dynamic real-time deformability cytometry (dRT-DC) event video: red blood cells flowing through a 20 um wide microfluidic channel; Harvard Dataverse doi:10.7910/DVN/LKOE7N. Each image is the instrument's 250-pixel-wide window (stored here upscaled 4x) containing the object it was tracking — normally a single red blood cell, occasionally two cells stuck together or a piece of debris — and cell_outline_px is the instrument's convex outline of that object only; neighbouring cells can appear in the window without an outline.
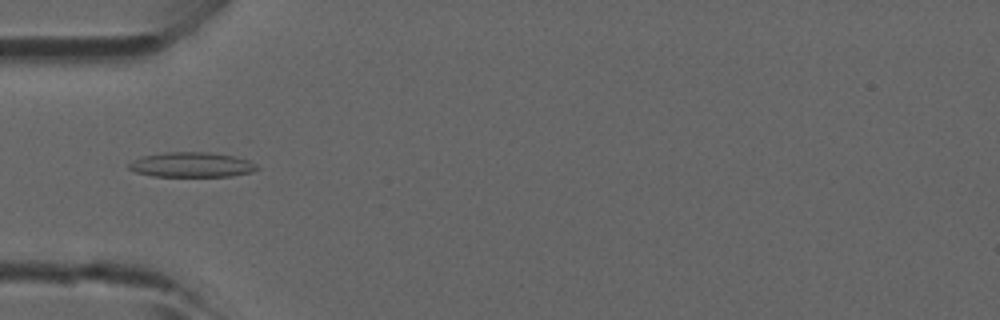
{"species": "common noctule bat (a hibernating species)", "species_latin": "Nyctalus noctula", "temperature_condition": "room temperature", "stored_images_in_passage": 42, "camera_frame_rate_fps": 3000, "um_per_image_px": 0.085, "animal": {"sex": "male", "forearm_length_mm": 52.5}, "frame": {"image": 1, "passage_image": 11, "time_ms": 3.333, "image_size_px": [1000, 320], "cell_outline_px": [[260, 168], [252, 172], [232, 176], [152, 176], [136, 172], [128, 168], [128, 164], [132, 160], [144, 156], [164, 152], [212, 152], [232, 156], [248, 160], [256, 164]], "centroid_in_image_um": [16.29, 14.0], "position_along_channel_um": 68.7, "area_um2": 18.61}}
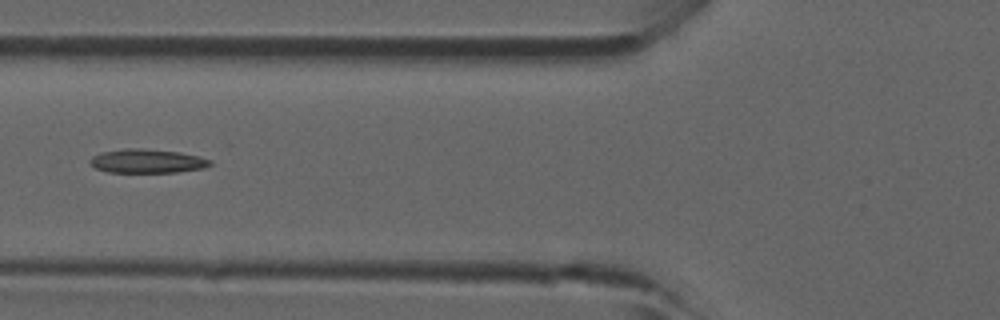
{"frame": {"image": 2, "passage_image": 14, "time_ms": 4.333, "image_size_px": [1000, 320], "cell_outline_px": [[212, 164], [204, 168], [176, 172], [108, 172], [96, 168], [88, 164], [88, 160], [92, 156], [100, 152], [124, 148], [144, 148], [180, 152], [200, 156], [212, 160]], "centroid_in_image_um": [12.49, 13.68], "position_along_channel_um": 113.3, "area_um2": 16.99}}
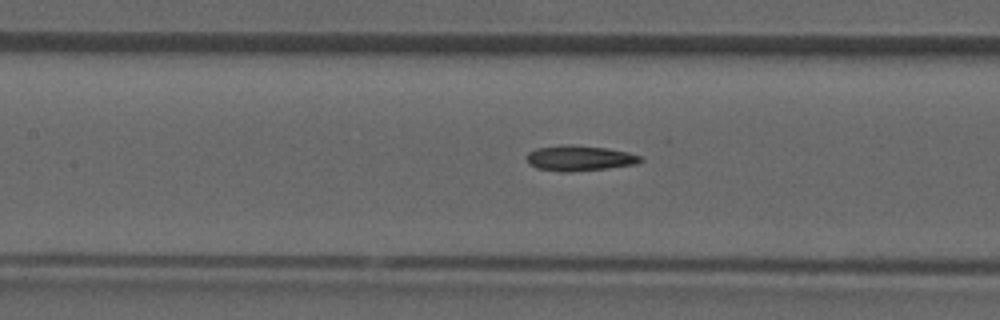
{"frame": {"image": 3, "passage_image": 17, "time_ms": 5.333, "image_size_px": [1000, 320], "cell_outline_px": [[644, 160], [636, 164], [608, 168], [572, 172], [560, 172], [536, 168], [528, 164], [524, 156], [528, 152], [536, 148], [564, 144], [572, 144], [608, 148], [628, 152], [644, 156]], "centroid_in_image_um": [49.24, 13.44], "position_along_channel_um": 158.2, "area_um2": 17.34}}